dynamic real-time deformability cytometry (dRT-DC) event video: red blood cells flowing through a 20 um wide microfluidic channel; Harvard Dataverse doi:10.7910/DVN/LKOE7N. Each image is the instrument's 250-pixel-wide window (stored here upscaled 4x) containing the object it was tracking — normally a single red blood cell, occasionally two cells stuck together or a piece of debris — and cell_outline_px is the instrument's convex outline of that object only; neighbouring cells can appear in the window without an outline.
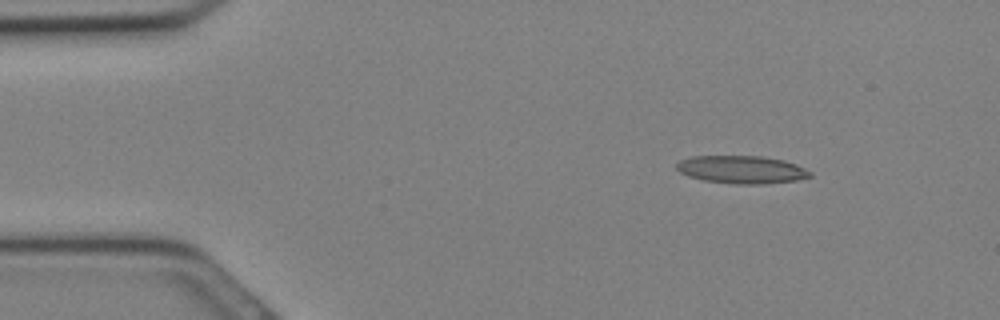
{"species": "Egyptian fruit bat (a non-hibernating species)", "species_latin": "Rousettus aegyptiacus", "temperature_condition": "cold", "stored_images_in_passage": 28, "camera_frame_rate_fps": 3000, "um_per_image_px": 0.085, "animal": {"sex": "female"}, "frame": {"image": 1, "passage_image": 1, "time_ms": 0.0, "image_size_px": [1000, 320], "cell_outline_px": [[812, 176], [796, 180], [760, 184], [732, 184], [704, 180], [688, 176], [680, 172], [676, 168], [676, 164], [680, 160], [692, 156], [764, 156], [784, 160], [796, 164], [812, 172]], "centroid_in_image_um": [63.04, 14.41], "position_along_channel_um": 22.0, "area_um2": 21.68}}
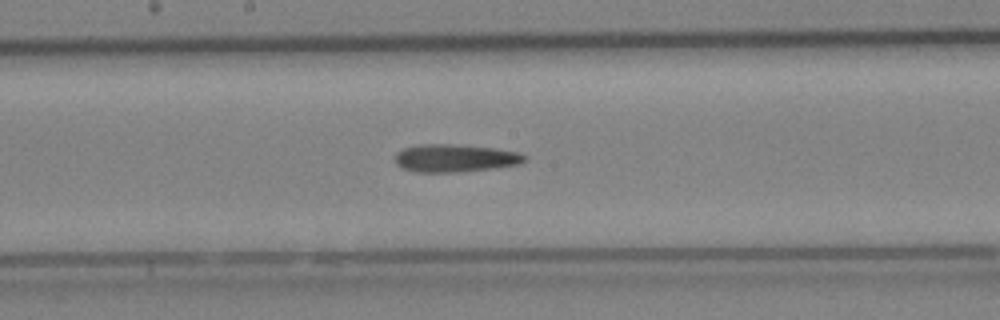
{"frame": {"image": 2, "passage_image": 13, "time_ms": 4.0, "image_size_px": [1000, 320], "cell_outline_px": [[528, 160], [520, 164], [496, 168], [456, 172], [416, 172], [400, 168], [396, 164], [396, 152], [404, 148], [420, 144], [448, 144], [492, 148], [520, 152], [528, 156]], "centroid_in_image_um": [38.71, 13.45], "position_along_channel_um": 209.5, "area_um2": 21.1}}
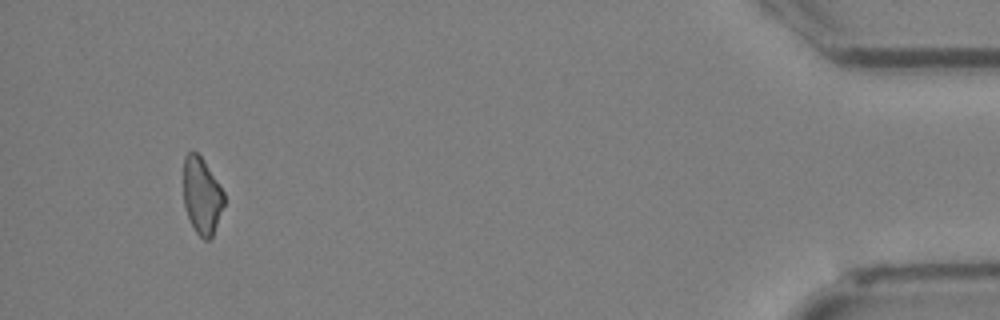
{"frame": {"image": 3, "passage_image": 26, "time_ms": 8.333, "image_size_px": [1000, 320], "cell_outline_px": [[224, 204], [212, 236], [208, 240], [204, 240], [196, 232], [184, 208], [184, 156], [192, 148], [204, 160], [220, 184], [224, 192]], "centroid_in_image_um": [17.15, 16.59], "position_along_channel_um": 418.0, "area_um2": 18.15}}